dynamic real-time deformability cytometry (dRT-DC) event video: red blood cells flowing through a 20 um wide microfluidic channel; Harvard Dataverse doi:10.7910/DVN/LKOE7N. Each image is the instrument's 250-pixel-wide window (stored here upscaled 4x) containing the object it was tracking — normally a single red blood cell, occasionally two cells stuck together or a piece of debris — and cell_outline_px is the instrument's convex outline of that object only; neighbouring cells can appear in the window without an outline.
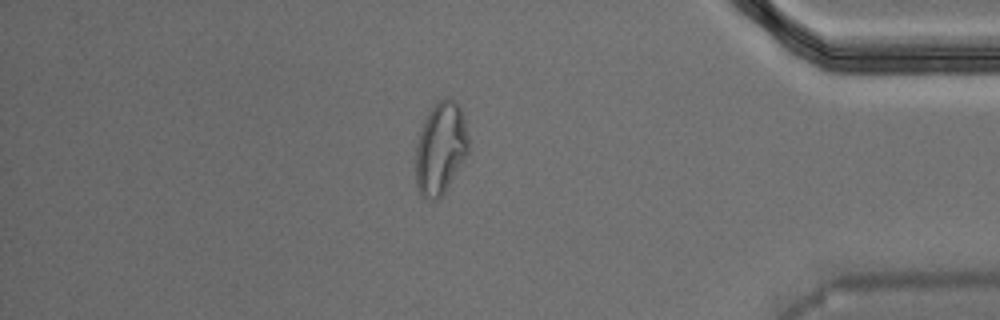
{"species": "Egyptian fruit bat (a non-hibernating species)", "species_latin": "Rousettus aegyptiacus", "temperature_condition": "warm", "stored_images_in_passage": 46, "camera_frame_rate_fps": 3000, "um_per_image_px": 0.085, "animal": {"sex": "male"}, "frame": {"image": 1, "passage_image": 40, "time_ms": 13.0, "image_size_px": [1000, 320], "cell_outline_px": [[468, 152], [444, 192], [436, 200], [432, 200], [420, 196], [416, 184], [416, 144], [424, 120], [432, 108], [444, 96], [452, 96], [460, 104], [468, 136]], "centroid_in_image_um": [37.44, 12.57], "position_along_channel_um": 397.8, "area_um2": 28.26}}